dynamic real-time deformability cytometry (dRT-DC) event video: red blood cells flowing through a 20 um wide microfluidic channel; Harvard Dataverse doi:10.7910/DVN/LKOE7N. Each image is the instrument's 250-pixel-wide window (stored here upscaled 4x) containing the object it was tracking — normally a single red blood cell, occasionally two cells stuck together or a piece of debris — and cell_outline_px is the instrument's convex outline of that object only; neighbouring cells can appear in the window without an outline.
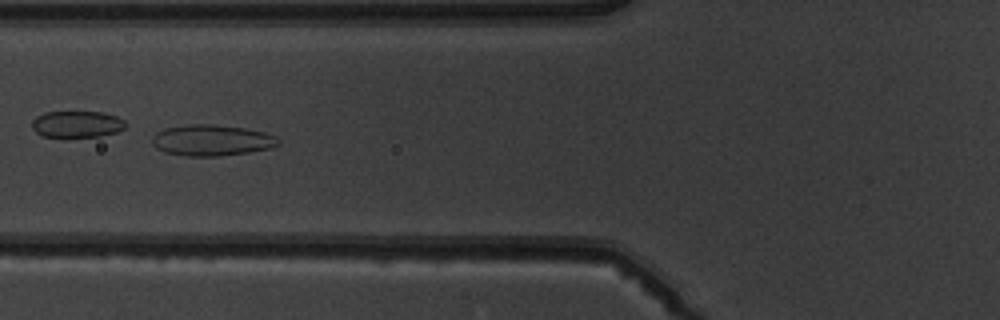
{"species": "common noctule bat (a hibernating species)", "species_latin": "Nyctalus noctula", "temperature_condition": "warm", "stored_images_in_passage": 5, "camera_frame_rate_fps": 3000, "um_per_image_px": 0.085, "animal": {"sex": "male", "body_mass_g": 19.5, "forearm_length_mm": 54.6}, "frame": {"image": 1, "passage_image": 5, "time_ms": 4.667, "image_size_px": [1000, 320], "cell_outline_px": [[280, 144], [268, 148], [248, 152], [216, 156], [188, 156], [164, 152], [156, 148], [152, 144], [152, 136], [156, 132], [164, 128], [188, 124], [212, 124], [244, 128], [264, 132], [276, 136], [280, 140]], "centroid_in_image_um": [17.96, 11.91], "position_along_channel_um": 107.8, "area_um2": 22.83}}